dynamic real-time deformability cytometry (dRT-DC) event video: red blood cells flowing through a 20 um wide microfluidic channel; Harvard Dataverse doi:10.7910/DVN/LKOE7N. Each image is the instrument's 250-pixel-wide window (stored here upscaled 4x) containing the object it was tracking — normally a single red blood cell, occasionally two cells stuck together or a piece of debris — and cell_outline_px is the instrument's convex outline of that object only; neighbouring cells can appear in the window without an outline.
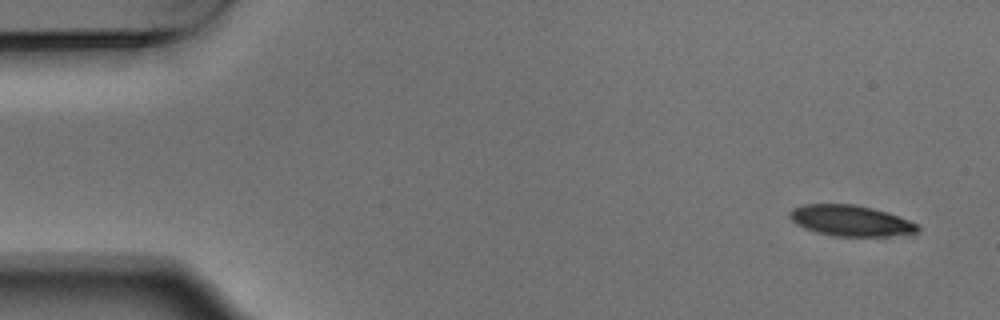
{"species": "Egyptian fruit bat (a non-hibernating species)", "species_latin": "Rousettus aegyptiacus", "temperature_condition": "warm", "stored_images_in_passage": 6, "camera_frame_rate_fps": 3000, "um_per_image_px": 0.085, "animal": {"sex": "male"}, "frame": {"image": 1, "passage_image": 1, "time_ms": 0.0, "image_size_px": [1000, 320], "cell_outline_px": [[920, 232], [892, 236], [832, 236], [816, 232], [804, 228], [796, 224], [788, 216], [788, 212], [792, 208], [804, 204], [852, 204], [872, 208], [888, 212], [920, 224]], "centroid_in_image_um": [72.32, 18.76], "position_along_channel_um": 12.7, "area_um2": 23.29}}
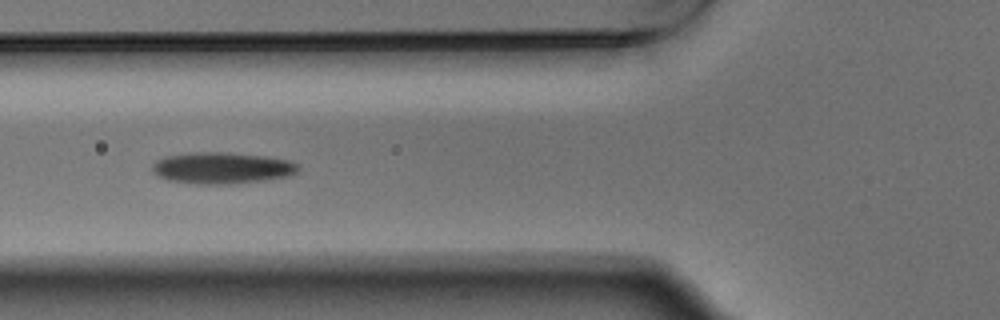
{"frame": {"image": 2, "passage_image": 5, "time_ms": 1.333, "image_size_px": [1000, 320], "cell_outline_px": [[300, 168], [296, 172], [288, 176], [264, 180], [232, 184], [196, 184], [168, 180], [160, 176], [152, 168], [152, 164], [156, 160], [164, 156], [188, 152], [224, 152], [268, 156], [292, 160], [300, 164]], "centroid_in_image_um": [18.91, 14.26], "position_along_channel_um": 106.9, "area_um2": 27.05}}
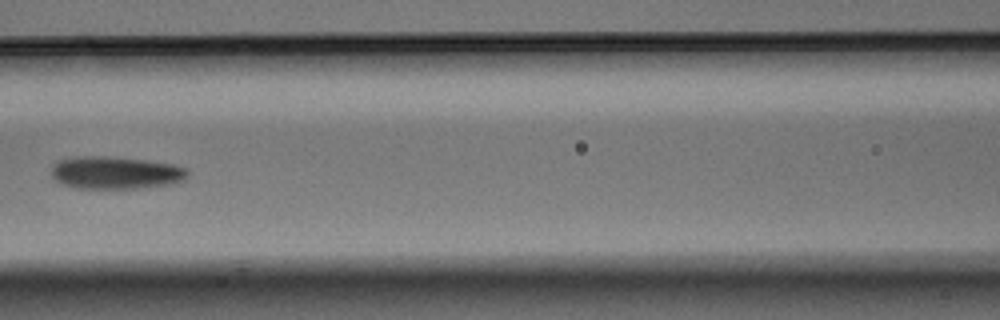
{"frame": {"image": 3, "passage_image": 6, "time_ms": 1.667, "image_size_px": [1000, 320], "cell_outline_px": [[188, 176], [184, 180], [172, 184], [136, 188], [72, 188], [56, 180], [52, 176], [52, 164], [60, 160], [76, 156], [104, 156], [144, 160], [172, 164], [188, 168]], "centroid_in_image_um": [9.83, 14.68], "position_along_channel_um": 156.8, "area_um2": 25.84}}